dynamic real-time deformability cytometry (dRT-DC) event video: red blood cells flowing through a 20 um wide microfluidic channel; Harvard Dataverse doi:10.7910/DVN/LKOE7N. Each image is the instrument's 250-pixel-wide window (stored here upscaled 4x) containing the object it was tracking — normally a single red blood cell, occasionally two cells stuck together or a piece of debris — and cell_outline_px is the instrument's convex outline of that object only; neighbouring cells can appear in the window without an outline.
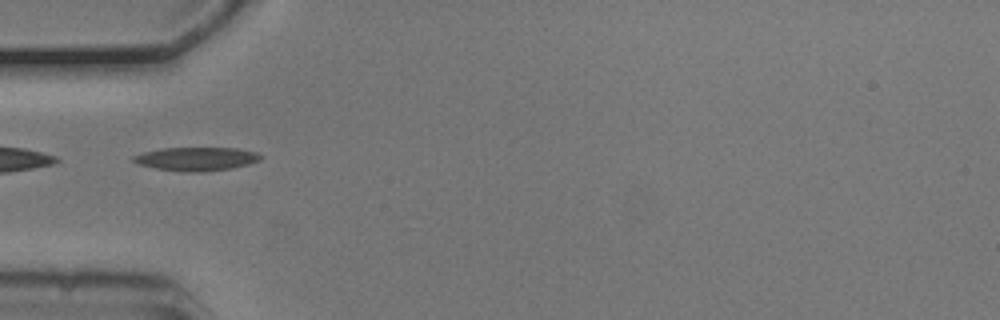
{"species": "common noctule bat (a hibernating species)", "species_latin": "Nyctalus noctula", "temperature_condition": "cold", "stored_images_in_passage": 48, "segment_of_instrument_passage": [2, 2], "camera_frame_rate_fps": 3000, "um_per_image_px": 0.085, "animal": {"sex": "male", "body_mass_g": 20.5, "forearm_length_mm": 52.5}, "frame": {"image": 1, "passage_image": 11, "time_ms": 3.333, "image_size_px": [1000, 320], "cell_outline_px": [[264, 156], [260, 160], [248, 164], [232, 168], [204, 172], [184, 172], [156, 168], [140, 164], [132, 160], [132, 156], [144, 152], [160, 148], [236, 148], [256, 152]], "centroid_in_image_um": [16.71, 13.5], "position_along_channel_um": 68.3, "area_um2": 17.46}}
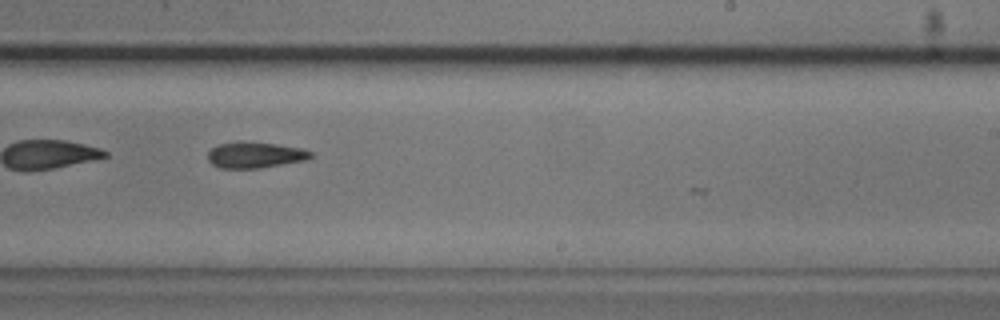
{"frame": {"image": 2, "passage_image": 27, "time_ms": 8.667, "image_size_px": [1000, 320], "cell_outline_px": [[312, 156], [308, 160], [260, 168], [220, 168], [212, 164], [208, 160], [208, 152], [212, 148], [220, 144], [240, 140], [276, 144], [300, 148], [312, 152]], "centroid_in_image_um": [21.68, 13.17], "position_along_channel_um": 267.3, "area_um2": 15.72}}
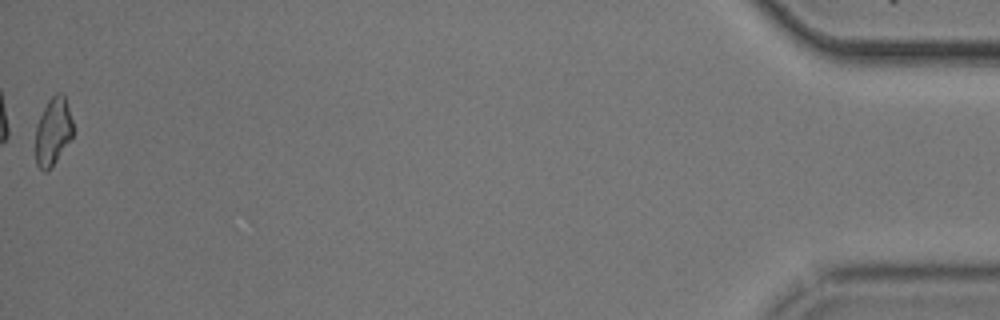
{"frame": {"image": 3, "passage_image": 48, "time_ms": 15.667, "image_size_px": [1000, 320], "cell_outline_px": [[72, 136], [56, 160], [44, 172], [36, 164], [36, 124], [48, 100], [56, 92], [60, 92], [64, 96], [72, 120]], "centroid_in_image_um": [4.49, 11.14], "position_along_channel_um": 430.7, "area_um2": 14.33}}